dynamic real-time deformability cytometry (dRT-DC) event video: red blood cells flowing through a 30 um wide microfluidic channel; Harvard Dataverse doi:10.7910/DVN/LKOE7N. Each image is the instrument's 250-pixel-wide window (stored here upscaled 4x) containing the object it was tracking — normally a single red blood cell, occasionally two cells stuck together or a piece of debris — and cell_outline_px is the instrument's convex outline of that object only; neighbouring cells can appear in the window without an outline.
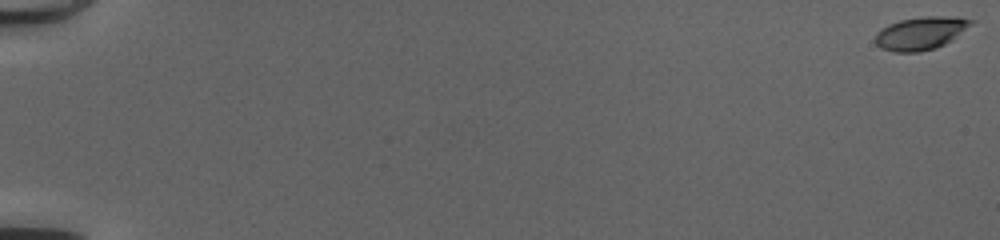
{"species": "common noctule bat (a hibernating species)", "species_latin": "Nyctalus noctula", "temperature_condition": "cold", "stored_images_in_passage": 52, "camera_frame_rate_fps": 3000, "um_per_image_px": 0.085, "animal": {"sex": "female", "body_mass_g": 20.0, "forearm_length_mm": 54.0}, "frame": {"image": 1, "passage_image": 1, "time_ms": 0.0, "image_size_px": [1000, 240], "cell_outline_px": [[976, 20], [972, 24], [952, 40], [936, 48], [920, 52], [892, 52], [880, 48], [876, 44], [876, 32], [888, 24], [900, 20], [924, 16], [956, 16]], "centroid_in_image_um": [78.27, 2.82], "position_along_channel_um": 6.7, "area_um2": 18.55}}
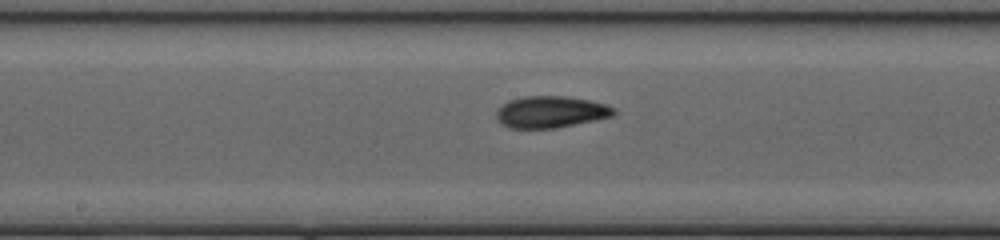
{"frame": {"image": 2, "passage_image": 30, "time_ms": 9.667, "image_size_px": [1000, 240], "cell_outline_px": [[616, 112], [612, 116], [596, 120], [556, 128], [508, 128], [500, 124], [496, 120], [496, 108], [508, 100], [524, 96], [564, 96], [588, 100], [604, 104], [616, 108]], "centroid_in_image_um": [46.76, 9.52], "position_along_channel_um": 201.4, "area_um2": 21.91}}
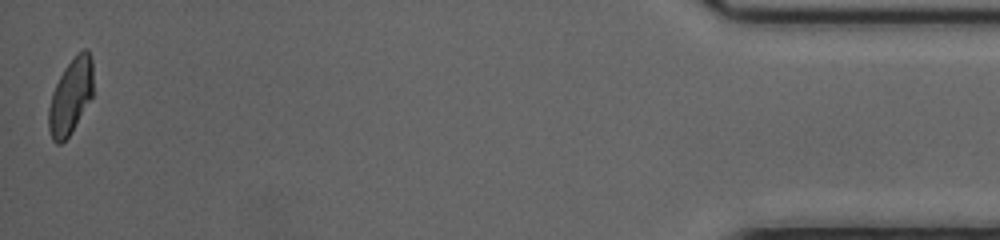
{"frame": {"image": 3, "passage_image": 52, "time_ms": 17.0, "image_size_px": [1000, 240], "cell_outline_px": [[92, 96], [72, 132], [60, 144], [56, 144], [52, 140], [48, 128], [48, 108], [52, 92], [64, 68], [76, 52], [84, 48], [88, 48], [92, 60]], "centroid_in_image_um": [5.99, 8.17], "position_along_channel_um": 429.2, "area_um2": 19.71}, "authors_computed_cell_mechanics": {"area_um2": 20.5768, "velocity_mm_per_s": 4.1884, "shape_relaxation_time_tau1_ms": 5.6301, "shape_relaxation_time_tau2_ms": 1.4459, "deformation_change_tau1": 0.1858, "deformation_change_tau2": 0.0698}}